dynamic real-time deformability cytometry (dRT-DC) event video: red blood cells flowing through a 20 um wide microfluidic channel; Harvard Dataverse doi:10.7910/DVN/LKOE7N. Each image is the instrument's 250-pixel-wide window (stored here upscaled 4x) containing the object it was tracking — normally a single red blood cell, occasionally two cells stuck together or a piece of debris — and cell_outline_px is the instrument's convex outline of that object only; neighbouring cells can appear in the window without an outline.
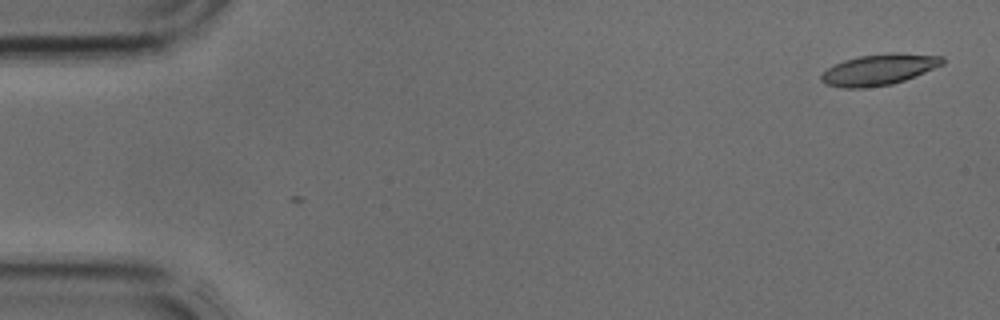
{"species": "common noctule bat (a hibernating species)", "species_latin": "Nyctalus noctula", "temperature_condition": "cold", "stored_images_in_passage": 2, "camera_frame_rate_fps": 3000, "um_per_image_px": 0.085, "animal": {"sex": "male", "body_mass_g": 17.9, "forearm_length_mm": 54.2}, "frame": {"image": 1, "passage_image": 2, "time_ms": 0.333, "image_size_px": [1000, 320], "cell_outline_px": [[944, 64], [916, 76], [892, 84], [864, 88], [840, 88], [824, 84], [820, 80], [820, 76], [828, 68], [844, 60], [860, 56], [888, 52], [892, 52], [944, 56]], "centroid_in_image_um": [74.72, 5.92], "position_along_channel_um": 10.3, "area_um2": 22.02}}